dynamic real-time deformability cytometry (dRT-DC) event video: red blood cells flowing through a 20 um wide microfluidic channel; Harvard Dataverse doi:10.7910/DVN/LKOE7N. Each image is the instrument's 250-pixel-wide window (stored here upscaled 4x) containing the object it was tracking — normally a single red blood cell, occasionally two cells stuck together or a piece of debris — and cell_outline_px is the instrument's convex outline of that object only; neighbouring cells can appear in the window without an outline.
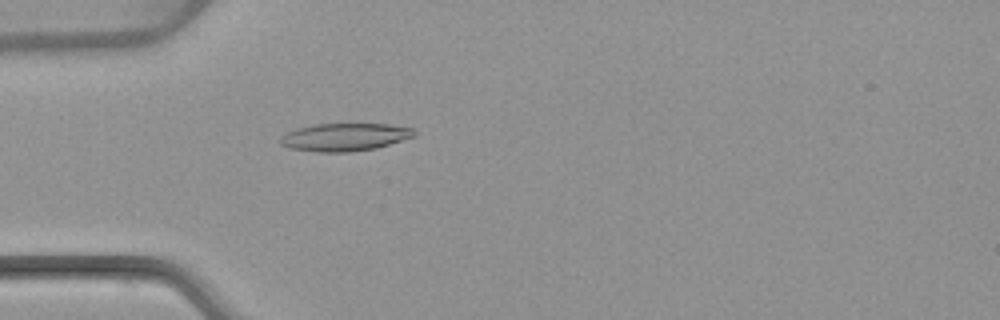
{"species": "common noctule bat (a hibernating species)", "species_latin": "Nyctalus noctula", "temperature_condition": "warm", "stored_images_in_passage": 2, "camera_frame_rate_fps": 3000, "um_per_image_px": 0.085, "animal": {"sex": "female", "body_mass_g": 22.7, "forearm_length_mm": 54.2}, "frame": {"image": 1, "passage_image": 2, "time_ms": 1.0, "image_size_px": [1000, 320], "cell_outline_px": [[416, 136], [376, 148], [352, 152], [316, 152], [288, 148], [280, 144], [280, 136], [296, 128], [316, 124], [388, 124], [412, 128], [416, 132]], "centroid_in_image_um": [29.29, 11.66], "position_along_channel_um": 55.7, "area_um2": 21.79}}